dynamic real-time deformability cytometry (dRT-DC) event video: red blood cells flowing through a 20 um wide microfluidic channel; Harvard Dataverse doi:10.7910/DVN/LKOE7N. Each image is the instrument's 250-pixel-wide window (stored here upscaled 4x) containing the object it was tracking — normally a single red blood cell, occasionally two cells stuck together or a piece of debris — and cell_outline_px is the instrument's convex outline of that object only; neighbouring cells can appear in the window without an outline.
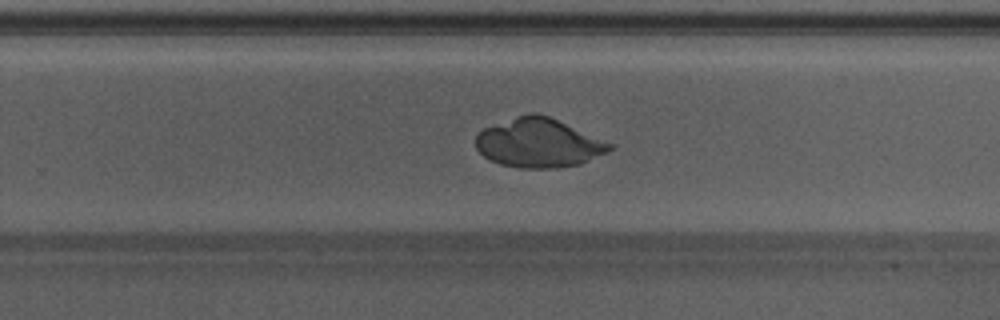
{"species": "Egyptian fruit bat (a non-hibernating species)", "species_latin": "Rousettus aegyptiacus", "temperature_condition": "warm", "stored_images_in_passage": 50, "camera_frame_rate_fps": 3000, "um_per_image_px": 0.085, "animal": {"sex": "male"}, "frame": {"image": 1, "passage_image": 32, "time_ms": 10.333, "image_size_px": [1000, 320], "cell_outline_px": [[612, 148], [608, 152], [580, 164], [556, 168], [520, 168], [500, 164], [484, 156], [476, 148], [476, 136], [484, 128], [516, 116], [528, 112], [536, 112], [548, 116], [612, 144]], "centroid_in_image_um": [45.76, 12.15], "position_along_channel_um": 284.0, "area_um2": 37.86}}
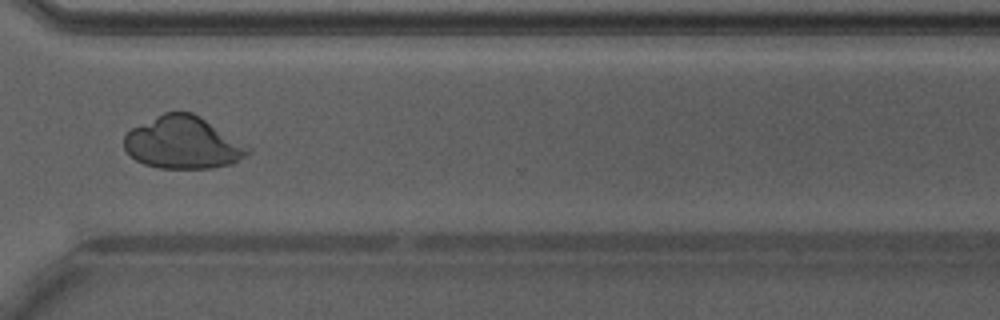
{"frame": {"image": 2, "passage_image": 37, "time_ms": 12.0, "image_size_px": [1000, 320], "cell_outline_px": [[252, 152], [232, 164], [212, 168], [160, 168], [144, 164], [136, 160], [124, 148], [124, 136], [132, 128], [164, 112], [192, 112], [200, 116], [252, 148]], "centroid_in_image_um": [15.57, 12.14], "position_along_channel_um": 355.0, "area_um2": 37.63}}